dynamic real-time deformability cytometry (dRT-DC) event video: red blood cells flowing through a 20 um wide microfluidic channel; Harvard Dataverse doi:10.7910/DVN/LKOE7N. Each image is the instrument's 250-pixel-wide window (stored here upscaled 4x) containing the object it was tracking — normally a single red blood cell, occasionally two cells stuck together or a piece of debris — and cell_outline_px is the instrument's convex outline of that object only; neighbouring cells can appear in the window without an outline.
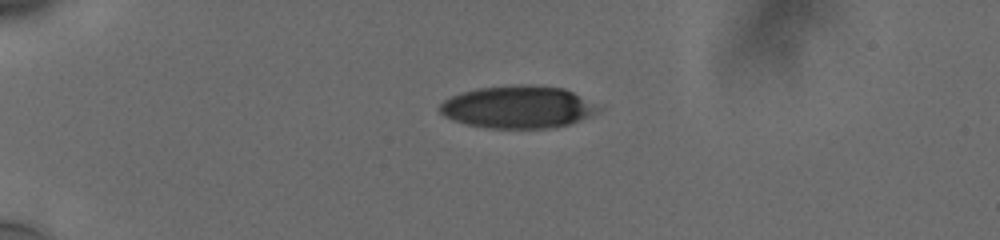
{"species": "human", "species_latin": "Homo sapiens", "temperature_condition": "cold", "stored_images_in_passage": 43, "camera_frame_rate_fps": 3000, "um_per_image_px": 0.085, "donor": {"sex": "male"}, "frame": {"image": 1, "passage_image": 1, "time_ms": 0.0, "image_size_px": [1000, 240], "cell_outline_px": [[604, 108], [580, 120], [556, 128], [488, 128], [468, 124], [452, 120], [444, 116], [440, 112], [440, 104], [444, 100], [452, 96], [464, 92], [480, 88], [520, 84], [564, 88]], "centroid_in_image_um": [44.03, 9.11], "position_along_channel_um": 41.0, "area_um2": 38.9}}
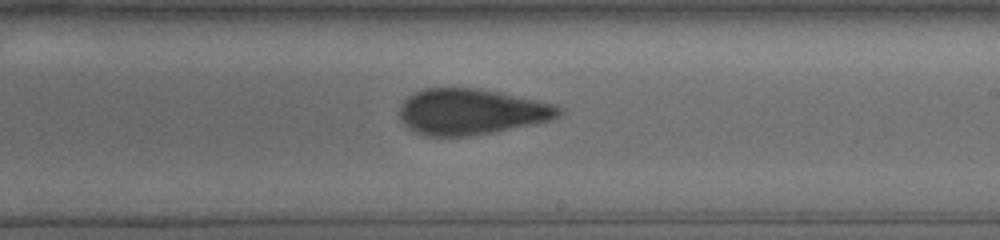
{"frame": {"image": 2, "passage_image": 22, "time_ms": 7.0, "image_size_px": [1000, 240], "cell_outline_px": [[564, 112], [552, 120], [492, 132], [468, 136], [428, 136], [416, 132], [408, 128], [400, 120], [400, 104], [408, 96], [424, 88], [480, 88], [536, 100], [552, 104], [560, 108]], "centroid_in_image_um": [40.02, 9.49], "position_along_channel_um": 249.0, "area_um2": 42.37}}
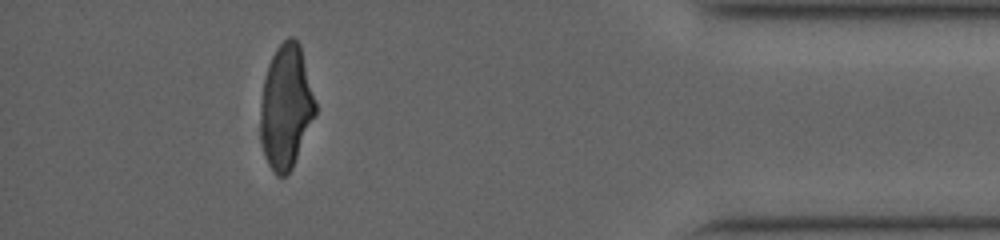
{"frame": {"image": 3, "passage_image": 38, "time_ms": 12.333, "image_size_px": [1000, 240], "cell_outline_px": [[316, 112], [292, 168], [288, 176], [276, 176], [272, 172], [264, 156], [260, 136], [260, 100], [264, 80], [268, 64], [276, 48], [288, 36], [292, 36], [300, 44], [316, 104]], "centroid_in_image_um": [24.28, 9.1], "position_along_channel_um": 410.9, "area_um2": 39.77}, "authors_computed_cell_mechanics": {"area_um2": 42.0206, "velocity_mm_per_s": 3.7693, "shape_relaxation_time_tau1_ms": null, "shape_relaxation_time_tau2_ms": 1.5785, "deformation_change_tau1": null, "deformation_change_tau2": 0.096}}